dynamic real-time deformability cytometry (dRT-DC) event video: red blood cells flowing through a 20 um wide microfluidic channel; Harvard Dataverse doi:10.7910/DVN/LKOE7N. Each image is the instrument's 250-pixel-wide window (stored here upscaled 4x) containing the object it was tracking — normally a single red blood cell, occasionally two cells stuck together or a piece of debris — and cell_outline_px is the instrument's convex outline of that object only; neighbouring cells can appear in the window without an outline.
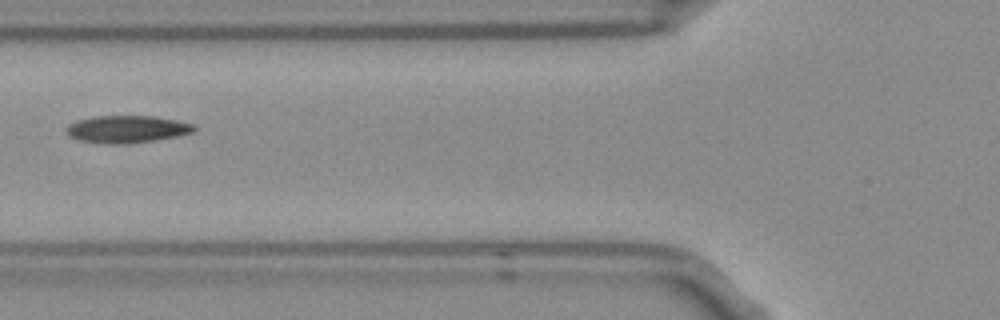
{"species": "Egyptian fruit bat (a non-hibernating species)", "species_latin": "Rousettus aegyptiacus", "temperature_condition": "room temperature", "stored_images_in_passage": 2, "camera_frame_rate_fps": 3000, "um_per_image_px": 0.085, "frame": {"image": 1, "passage_image": 2, "time_ms": 0.333, "image_size_px": [1000, 320], "cell_outline_px": [[196, 128], [192, 132], [176, 136], [128, 144], [112, 144], [80, 140], [68, 136], [64, 132], [64, 128], [68, 124], [76, 120], [92, 116], [156, 116], [196, 124]], "centroid_in_image_um": [10.74, 10.96], "position_along_channel_um": 115.1, "area_um2": 20.46}}